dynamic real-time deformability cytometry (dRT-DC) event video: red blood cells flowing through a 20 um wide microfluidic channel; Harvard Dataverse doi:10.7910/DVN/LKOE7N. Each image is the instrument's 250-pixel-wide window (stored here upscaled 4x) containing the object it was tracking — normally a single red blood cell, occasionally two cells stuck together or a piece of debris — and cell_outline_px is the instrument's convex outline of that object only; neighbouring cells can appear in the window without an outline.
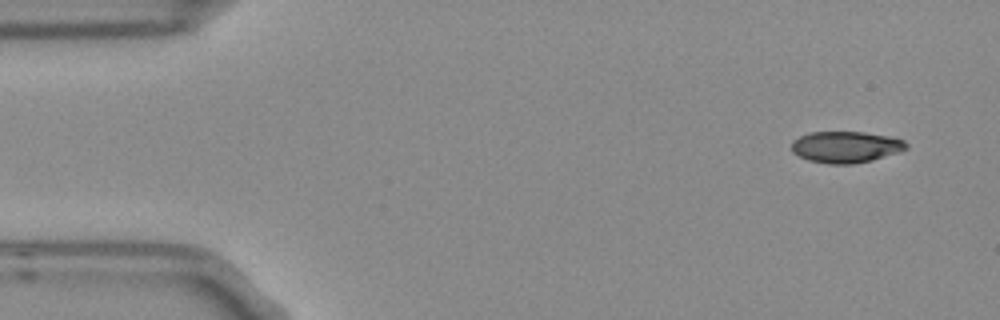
{"species": "Egyptian fruit bat (a non-hibernating species)", "species_latin": "Rousettus aegyptiacus", "temperature_condition": "room temperature", "stored_images_in_passage": 5, "camera_frame_rate_fps": 3000, "um_per_image_px": 0.085, "frame": {"image": 1, "passage_image": 1, "time_ms": 0.0, "image_size_px": [1000, 320], "cell_outline_px": [[908, 148], [900, 152], [872, 160], [852, 164], [828, 164], [808, 160], [792, 152], [792, 140], [808, 132], [864, 132], [892, 136], [904, 140], [908, 144]], "centroid_in_image_um": [71.92, 12.49], "position_along_channel_um": 13.1, "area_um2": 21.21}}
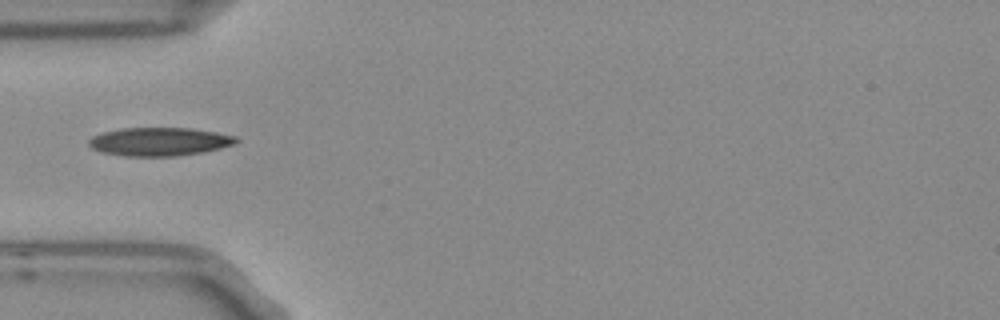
{"frame": {"image": 2, "passage_image": 4, "time_ms": 1.0, "image_size_px": [1000, 320], "cell_outline_px": [[240, 140], [236, 144], [204, 152], [172, 156], [124, 156], [104, 152], [92, 148], [88, 144], [88, 140], [92, 136], [104, 132], [120, 128], [188, 128], [216, 132], [236, 136]], "centroid_in_image_um": [13.57, 12.03], "position_along_channel_um": 71.4, "area_um2": 24.33}}
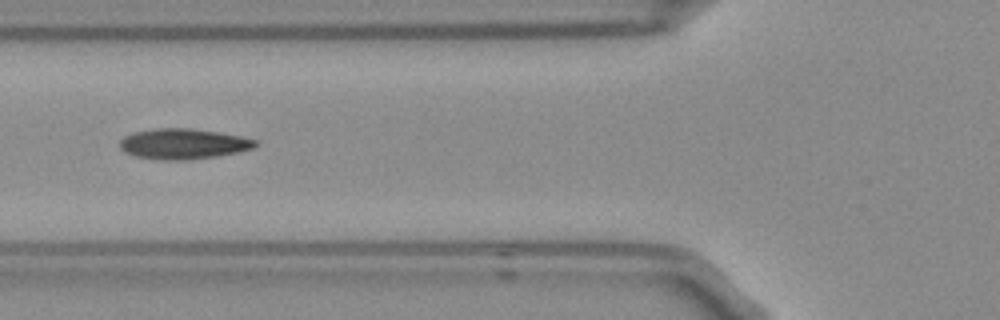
{"frame": {"image": 3, "passage_image": 5, "time_ms": 1.333, "image_size_px": [1000, 320], "cell_outline_px": [[260, 144], [252, 148], [236, 152], [216, 156], [184, 160], [160, 160], [136, 156], [124, 152], [120, 148], [120, 140], [124, 136], [136, 132], [160, 128], [188, 128], [216, 132], [240, 136], [256, 140]], "centroid_in_image_um": [15.56, 12.23], "position_along_channel_um": 110.2, "area_um2": 23.76}}